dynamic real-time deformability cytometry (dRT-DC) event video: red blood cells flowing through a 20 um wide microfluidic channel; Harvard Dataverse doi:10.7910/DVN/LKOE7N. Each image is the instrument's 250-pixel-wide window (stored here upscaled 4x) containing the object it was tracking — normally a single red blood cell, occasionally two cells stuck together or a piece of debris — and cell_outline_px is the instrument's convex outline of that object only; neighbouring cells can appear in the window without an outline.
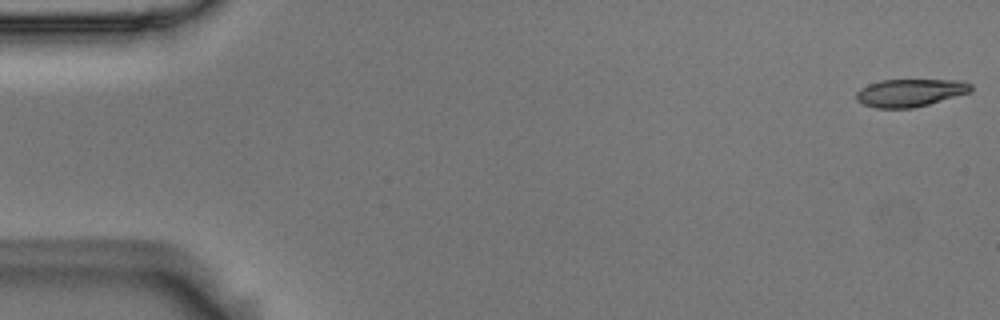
{"species": "Egyptian fruit bat (a non-hibernating species)", "species_latin": "Rousettus aegyptiacus", "temperature_condition": "room temperature", "stored_images_in_passage": 6, "camera_frame_rate_fps": 3000, "um_per_image_px": 0.085, "animal": {"sex": "male"}, "frame": {"image": 1, "passage_image": 1, "time_ms": 0.0, "image_size_px": [1000, 320], "cell_outline_px": [[972, 88], [968, 92], [928, 104], [912, 108], [876, 108], [864, 104], [856, 100], [856, 92], [860, 88], [868, 84], [880, 80], [960, 80], [972, 84]], "centroid_in_image_um": [77.31, 7.87], "position_along_channel_um": 7.7, "area_um2": 18.32}}
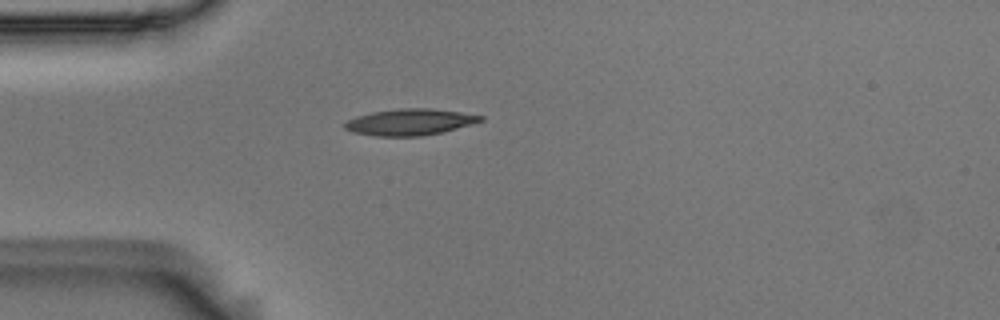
{"frame": {"image": 2, "passage_image": 5, "time_ms": 1.333, "image_size_px": [1000, 320], "cell_outline_px": [[484, 120], [472, 124], [440, 132], [420, 136], [376, 136], [352, 132], [344, 128], [344, 124], [348, 120], [356, 116], [372, 112], [400, 108], [428, 108], [460, 112], [484, 116]], "centroid_in_image_um": [34.82, 10.37], "position_along_channel_um": 50.2, "area_um2": 20.69}}